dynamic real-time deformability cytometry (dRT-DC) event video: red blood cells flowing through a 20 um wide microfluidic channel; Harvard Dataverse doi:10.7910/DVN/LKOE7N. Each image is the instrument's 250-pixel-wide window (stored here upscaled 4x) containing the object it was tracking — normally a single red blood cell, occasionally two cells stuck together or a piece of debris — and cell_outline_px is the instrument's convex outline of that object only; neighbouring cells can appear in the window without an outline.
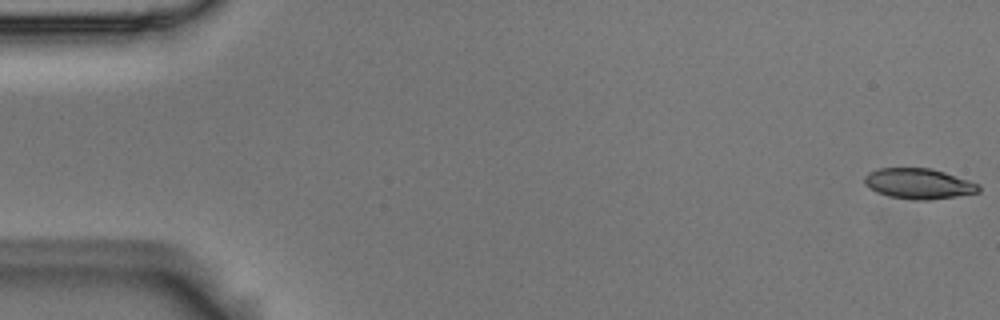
{"species": "Egyptian fruit bat (a non-hibernating species)", "species_latin": "Rousettus aegyptiacus", "temperature_condition": "room temperature", "stored_images_in_passage": 4, "camera_frame_rate_fps": 3000, "um_per_image_px": 0.085, "animal": {"sex": "male"}, "frame": {"image": 1, "passage_image": 1, "time_ms": 0.0, "image_size_px": [1000, 320], "cell_outline_px": [[980, 192], [956, 196], [928, 200], [916, 200], [888, 196], [876, 192], [868, 188], [864, 184], [864, 176], [868, 172], [876, 168], [932, 168], [980, 184]], "centroid_in_image_um": [78.05, 15.61], "position_along_channel_um": 7.0, "area_um2": 20.4}}